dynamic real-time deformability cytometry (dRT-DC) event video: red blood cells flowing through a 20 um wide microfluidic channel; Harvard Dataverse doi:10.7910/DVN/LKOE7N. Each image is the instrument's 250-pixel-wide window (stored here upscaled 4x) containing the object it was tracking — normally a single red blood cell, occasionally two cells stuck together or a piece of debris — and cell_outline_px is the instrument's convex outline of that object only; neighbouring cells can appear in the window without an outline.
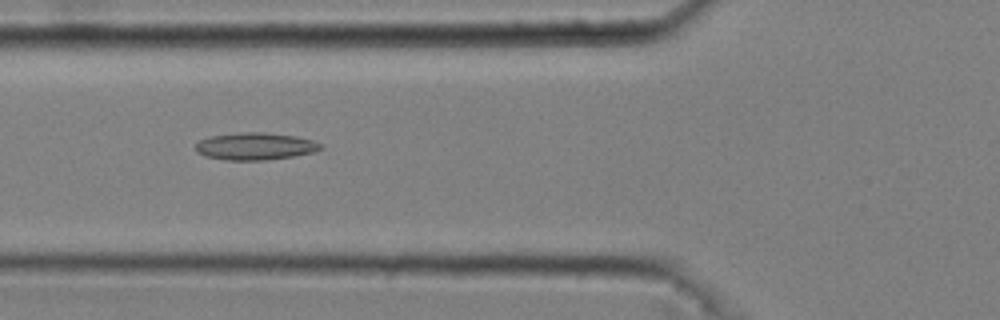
{"species": "common noctule bat (a hibernating species)", "species_latin": "Nyctalus noctula", "temperature_condition": "cold", "stored_images_in_passage": 50, "camera_frame_rate_fps": 3000, "um_per_image_px": 0.085, "animal": {"sex": "male", "body_mass_g": 20.4}, "frame": {"image": 1, "passage_image": 20, "time_ms": 6.333, "image_size_px": [1000, 320], "cell_outline_px": [[324, 148], [316, 152], [268, 160], [224, 160], [204, 156], [196, 152], [196, 144], [200, 140], [212, 136], [240, 132], [264, 132], [296, 136], [312, 140], [324, 144]], "centroid_in_image_um": [21.73, 12.44], "position_along_channel_um": 104.1, "area_um2": 20.06}}
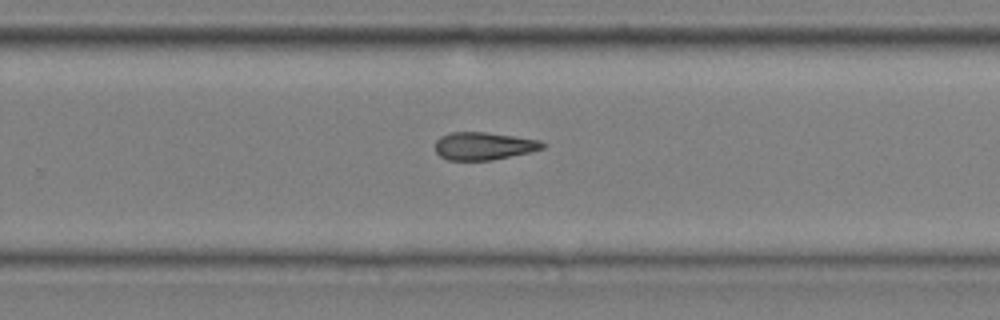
{"frame": {"image": 2, "passage_image": 35, "time_ms": 11.333, "image_size_px": [1000, 320], "cell_outline_px": [[548, 144], [544, 148], [532, 152], [492, 160], [448, 160], [440, 156], [436, 152], [436, 140], [440, 136], [448, 132], [484, 132], [540, 140]], "centroid_in_image_um": [41.14, 12.41], "position_along_channel_um": 288.7, "area_um2": 17.46}}
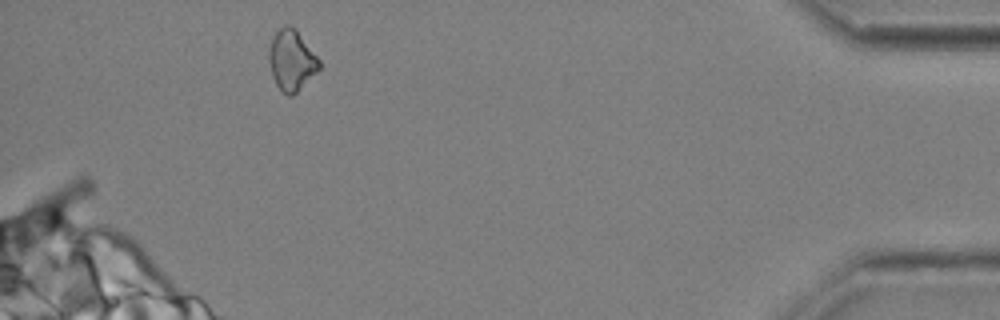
{"frame": {"image": 3, "passage_image": 49, "time_ms": 16.0, "image_size_px": [1000, 320], "cell_outline_px": [[320, 68], [292, 96], [288, 96], [276, 84], [272, 76], [268, 60], [268, 48], [272, 36], [284, 24], [296, 28], [320, 60]], "centroid_in_image_um": [24.76, 5.08], "position_along_channel_um": 410.4, "area_um2": 17.74}, "authors_computed_cell_mechanics": {"area_um2": 18.1203, "velocity_mm_per_s": 3.7012, "shape_relaxation_time_tau1_ms": null, "shape_relaxation_time_tau2_ms": 7.567, "deformation_change_tau1": null, "deformation_change_tau2": 0.1832}}